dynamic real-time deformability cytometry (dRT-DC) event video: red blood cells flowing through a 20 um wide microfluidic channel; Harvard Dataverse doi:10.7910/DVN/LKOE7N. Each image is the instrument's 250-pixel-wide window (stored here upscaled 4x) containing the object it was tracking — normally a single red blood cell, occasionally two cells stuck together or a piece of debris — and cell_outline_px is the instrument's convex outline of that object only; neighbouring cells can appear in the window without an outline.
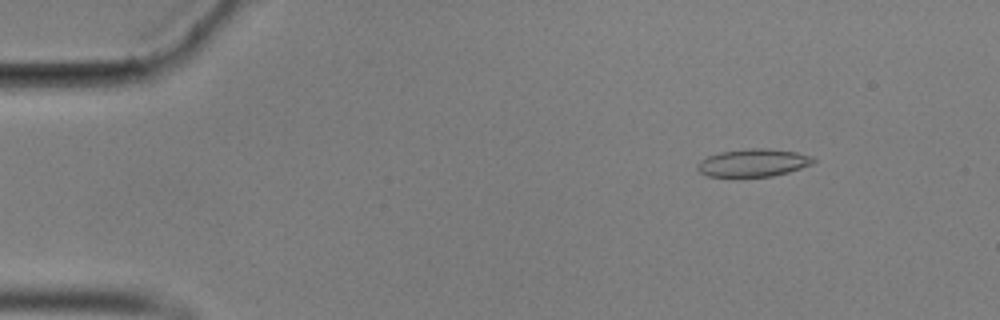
{"species": "common noctule bat (a hibernating species)", "species_latin": "Nyctalus noctula", "temperature_condition": "cold", "stored_images_in_passage": 51, "camera_frame_rate_fps": 3000, "um_per_image_px": 0.085, "animal": {"sex": "male", "body_mass_g": 17.9}, "frame": {"image": 1, "passage_image": 1, "time_ms": 0.0, "image_size_px": [1000, 320], "cell_outline_px": [[816, 160], [812, 164], [788, 172], [772, 176], [708, 176], [700, 172], [696, 168], [696, 164], [700, 160], [708, 156], [720, 152], [748, 148], [768, 148], [796, 152], [812, 156]], "centroid_in_image_um": [64.02, 13.82], "position_along_channel_um": 21.0, "area_um2": 18.67}}
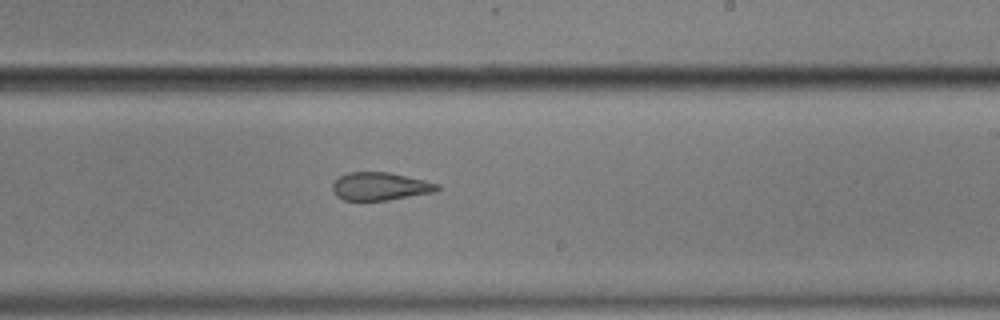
{"frame": {"image": 2, "passage_image": 28, "time_ms": 9.0, "image_size_px": [1000, 320], "cell_outline_px": [[440, 188], [436, 192], [388, 200], [344, 200], [336, 196], [332, 188], [332, 184], [340, 176], [348, 172], [388, 172], [424, 180], [440, 184]], "centroid_in_image_um": [32.33, 15.84], "position_along_channel_um": 256.7, "area_um2": 17.05}}
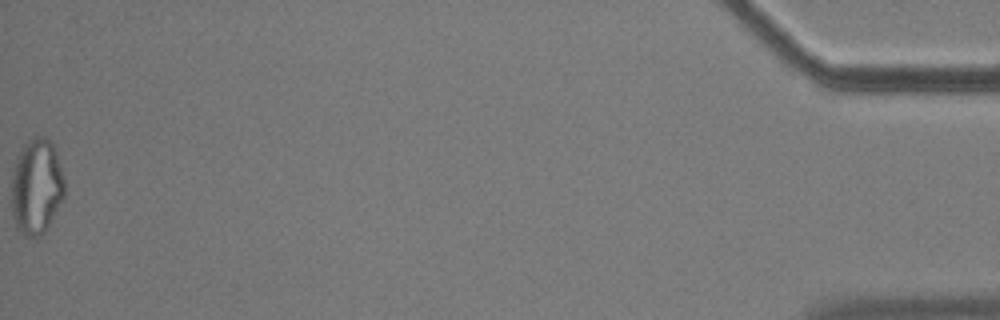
{"frame": {"image": 3, "passage_image": 51, "time_ms": 16.667, "image_size_px": [1000, 320], "cell_outline_px": [[64, 196], [48, 228], [40, 236], [28, 236], [16, 228], [12, 216], [12, 172], [16, 156], [24, 144], [28, 140], [36, 136], [44, 136], [52, 140], [56, 152], [64, 180]], "centroid_in_image_um": [3.09, 15.84], "position_along_channel_um": 432.1, "area_um2": 29.77}, "authors_computed_cell_mechanics": {"area_um2": 19.0162, "velocity_mm_per_s": 3.5376, "shape_relaxation_time_tau1_ms": null, "shape_relaxation_time_tau2_ms": 2.9413, "deformation_change_tau1": null, "deformation_change_tau2": 0.1056}}